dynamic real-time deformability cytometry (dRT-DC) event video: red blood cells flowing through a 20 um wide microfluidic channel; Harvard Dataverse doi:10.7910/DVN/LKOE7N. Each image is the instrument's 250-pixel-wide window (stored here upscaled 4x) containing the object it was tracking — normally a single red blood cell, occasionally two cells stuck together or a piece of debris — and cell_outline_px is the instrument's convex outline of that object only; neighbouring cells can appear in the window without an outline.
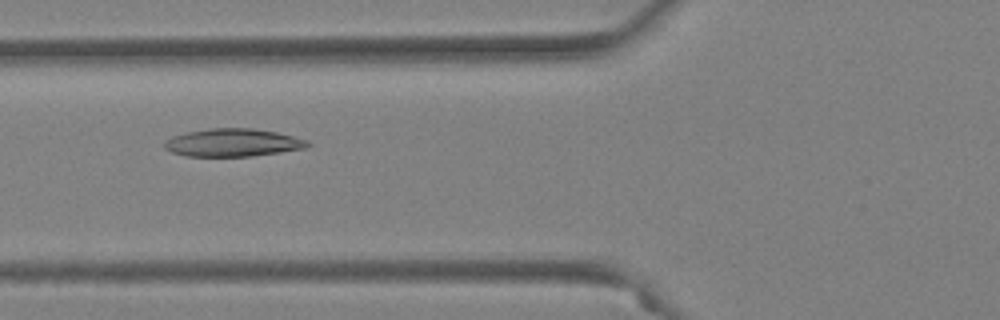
{"species": "Egyptian fruit bat (a non-hibernating species)", "species_latin": "Rousettus aegyptiacus", "temperature_condition": "warm", "stored_images_in_passage": 53, "camera_frame_rate_fps": 3000, "um_per_image_px": 0.085, "animal": {"sex": "female"}, "frame": {"image": 1, "passage_image": 21, "time_ms": 6.667, "image_size_px": [1000, 320], "cell_outline_px": [[312, 144], [308, 148], [252, 156], [184, 156], [172, 152], [164, 148], [164, 140], [172, 136], [188, 132], [212, 128], [252, 128], [276, 132], [308, 140]], "centroid_in_image_um": [19.8, 12.13], "position_along_channel_um": 106.0, "area_um2": 23.29}}
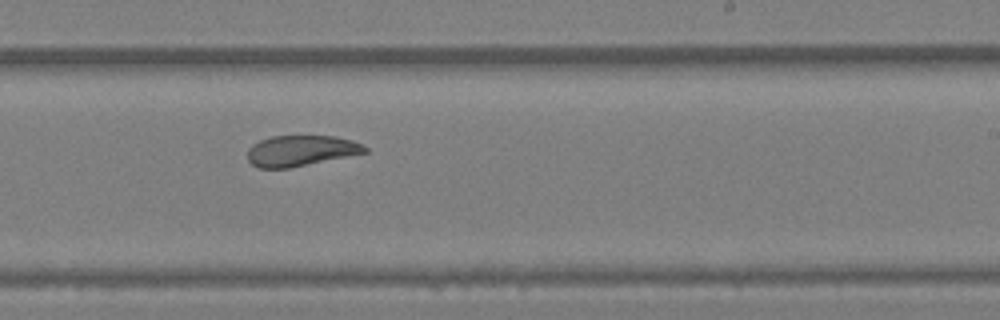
{"frame": {"image": 2, "passage_image": 33, "time_ms": 10.667, "image_size_px": [1000, 320], "cell_outline_px": [[368, 152], [288, 168], [260, 168], [252, 164], [248, 160], [248, 148], [252, 144], [260, 140], [272, 136], [336, 136], [352, 140], [364, 144], [368, 148]], "centroid_in_image_um": [25.58, 12.8], "position_along_channel_um": 263.4, "area_um2": 20.98}}
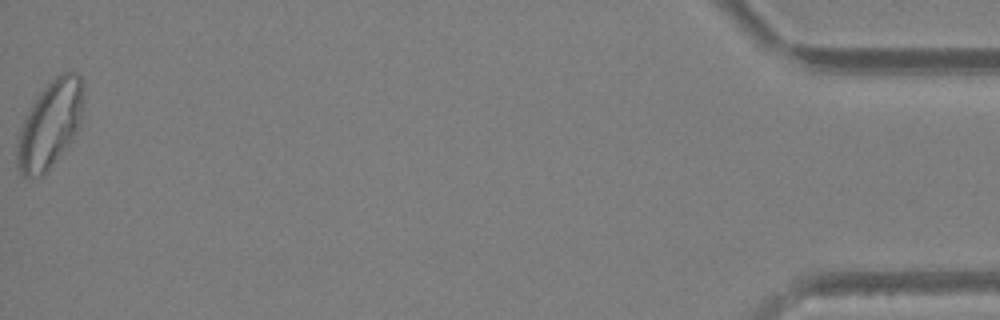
{"frame": {"image": 3, "passage_image": 53, "time_ms": 17.333, "image_size_px": [1000, 320], "cell_outline_px": [[84, 100], [80, 128], [72, 140], [48, 168], [40, 176], [24, 176], [16, 168], [16, 144], [20, 128], [32, 104], [40, 92], [60, 72], [76, 72], [80, 76], [84, 88]], "centroid_in_image_um": [4.27, 10.55], "position_along_channel_um": 430.9, "area_um2": 33.64}, "authors_computed_cell_mechanics": {"area_um2": 25.721, "velocity_mm_per_s": 3.94, "shape_relaxation_time_tau1_ms": 7.0008, "shape_relaxation_time_tau2_ms": 2.9345, "deformation_change_tau1": 0.1852, "deformation_change_tau2": 0.0864}}